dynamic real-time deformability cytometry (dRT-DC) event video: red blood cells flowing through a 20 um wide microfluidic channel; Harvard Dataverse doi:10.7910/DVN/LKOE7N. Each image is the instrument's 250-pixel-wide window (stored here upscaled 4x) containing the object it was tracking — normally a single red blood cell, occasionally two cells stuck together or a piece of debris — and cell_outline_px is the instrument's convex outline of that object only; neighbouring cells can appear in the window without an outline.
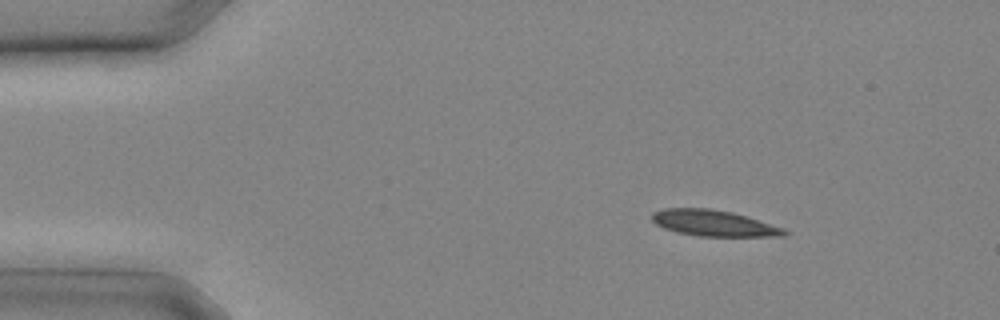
{"species": "common noctule bat (a hibernating species)", "species_latin": "Nyctalus noctula", "temperature_condition": "cold", "stored_images_in_passage": 11, "camera_frame_rate_fps": 3000, "um_per_image_px": 0.085, "animal": {"sex": "male", "body_mass_g": 20.4}, "frame": {"image": 1, "passage_image": 2, "time_ms": 0.333, "image_size_px": [1000, 320], "cell_outline_px": [[788, 232], [784, 236], [700, 236], [676, 232], [664, 228], [656, 224], [652, 220], [652, 212], [664, 208], [712, 208], [732, 212], [784, 228]], "centroid_in_image_um": [60.63, 18.96], "position_along_channel_um": 24.4, "area_um2": 20.0}}
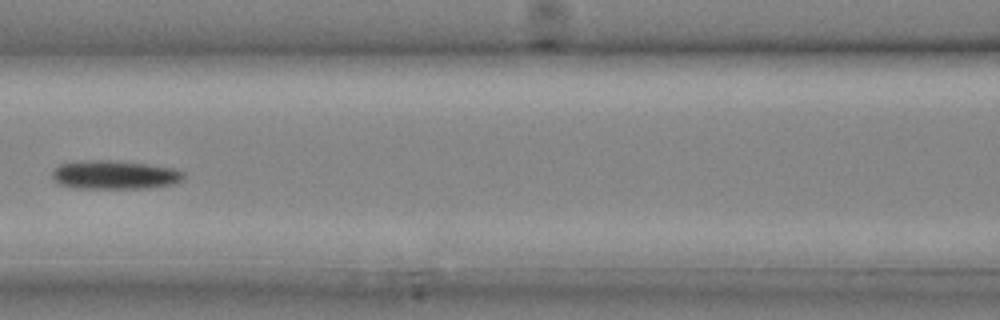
{"frame": {"image": 2, "passage_image": 10, "time_ms": 3.0, "image_size_px": [1000, 320], "cell_outline_px": [[184, 180], [172, 184], [140, 188], [76, 188], [60, 184], [52, 176], [52, 172], [60, 164], [84, 160], [112, 160], [148, 164], [176, 168], [184, 172]], "centroid_in_image_um": [9.78, 14.85], "position_along_channel_um": 156.8, "area_um2": 21.91}}